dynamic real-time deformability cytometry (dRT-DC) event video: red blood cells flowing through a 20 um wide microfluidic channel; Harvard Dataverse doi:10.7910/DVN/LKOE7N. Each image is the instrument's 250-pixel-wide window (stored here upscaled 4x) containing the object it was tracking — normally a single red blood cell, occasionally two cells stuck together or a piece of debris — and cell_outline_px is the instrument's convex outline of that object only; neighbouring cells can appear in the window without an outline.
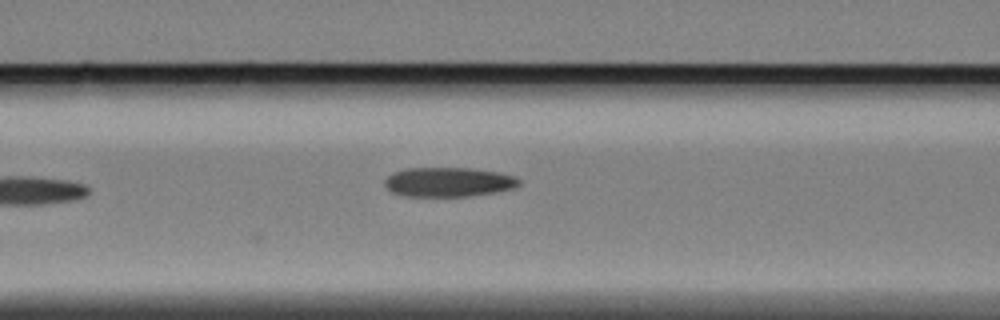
{"species": "Egyptian fruit bat (a non-hibernating species)", "species_latin": "Rousettus aegyptiacus", "temperature_condition": "cold", "stored_images_in_passage": 27, "camera_frame_rate_fps": 3000, "um_per_image_px": 0.085, "animal": {"sex": "female"}, "frame": {"image": 1, "passage_image": 27, "time_ms": 8.667, "image_size_px": [1000, 320], "cell_outline_px": [[520, 184], [512, 188], [492, 192], [468, 196], [404, 196], [392, 192], [384, 184], [384, 180], [392, 172], [408, 168], [468, 168], [500, 172], [516, 176], [520, 180]], "centroid_in_image_um": [38.1, 15.46], "position_along_channel_um": 128.5, "area_um2": 22.95}}